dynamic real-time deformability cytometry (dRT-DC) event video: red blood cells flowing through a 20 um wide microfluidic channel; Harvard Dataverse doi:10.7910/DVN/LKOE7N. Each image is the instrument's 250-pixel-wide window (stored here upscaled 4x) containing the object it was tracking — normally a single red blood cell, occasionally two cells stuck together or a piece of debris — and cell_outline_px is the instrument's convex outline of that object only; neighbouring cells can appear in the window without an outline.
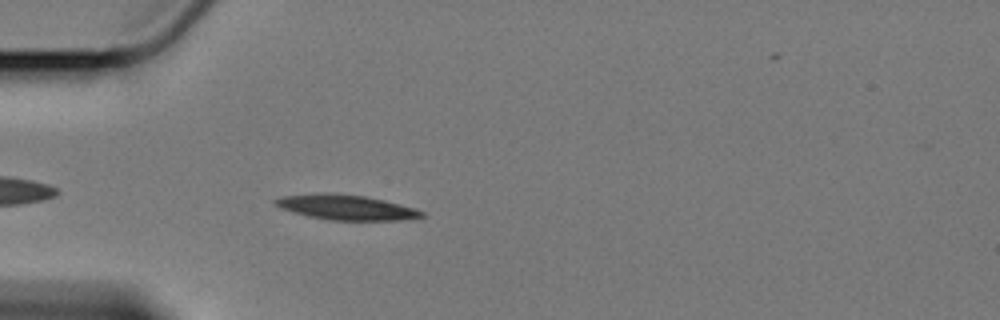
{"species": "Egyptian fruit bat (a non-hibernating species)", "species_latin": "Rousettus aegyptiacus", "temperature_condition": "cold", "stored_images_in_passage": 48, "camera_frame_rate_fps": 3000, "um_per_image_px": 0.085, "animal": {"sex": "female"}, "frame": {"image": 1, "passage_image": 5, "time_ms": 1.333, "image_size_px": [1000, 320], "cell_outline_px": [[424, 216], [400, 220], [328, 220], [308, 216], [280, 208], [272, 204], [272, 200], [280, 196], [324, 192], [364, 196], [384, 200], [416, 208], [424, 212]], "centroid_in_image_um": [29.36, 17.61], "position_along_channel_um": 55.6, "area_um2": 21.44}}
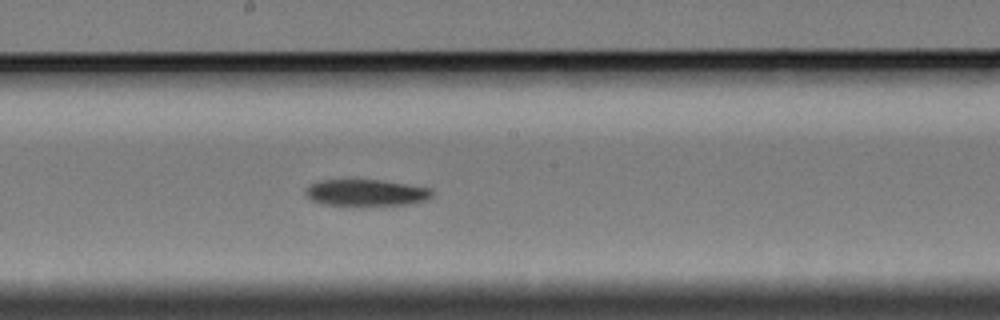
{"frame": {"image": 2, "passage_image": 20, "time_ms": 6.333, "image_size_px": [1000, 320], "cell_outline_px": [[432, 196], [424, 200], [408, 204], [352, 208], [324, 204], [312, 200], [304, 192], [308, 184], [320, 180], [380, 180], [432, 188]], "centroid_in_image_um": [31.07, 16.42], "position_along_channel_um": 217.1, "area_um2": 20.29}}
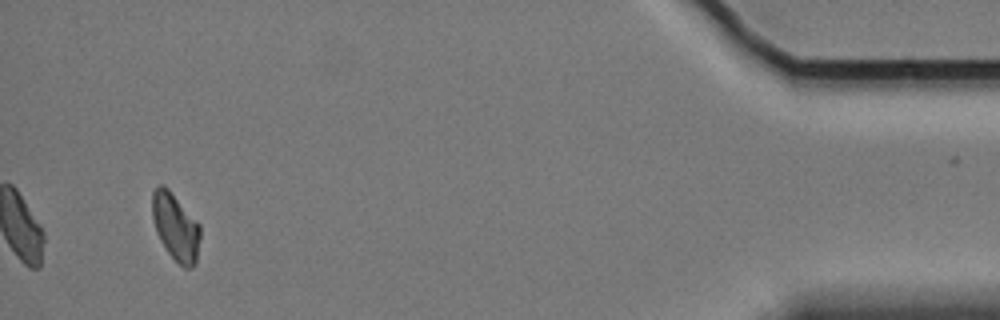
{"frame": {"image": 3, "passage_image": 44, "time_ms": 14.333, "image_size_px": [1000, 320], "cell_outline_px": [[200, 240], [196, 264], [192, 268], [184, 268], [168, 252], [160, 240], [156, 232], [152, 216], [152, 192], [156, 184], [164, 184], [168, 188], [200, 224]], "centroid_in_image_um": [14.92, 19.27], "position_along_channel_um": 420.3, "area_um2": 18.96}, "authors_computed_cell_mechanics": {"area_um2": 20.519, "velocity_mm_per_s": 3.3906, "shape_relaxation_time_tau1_ms": 3.5426, "shape_relaxation_time_tau2_ms": null, "deformation_change_tau1": 0.1081, "deformation_change_tau2": null}}